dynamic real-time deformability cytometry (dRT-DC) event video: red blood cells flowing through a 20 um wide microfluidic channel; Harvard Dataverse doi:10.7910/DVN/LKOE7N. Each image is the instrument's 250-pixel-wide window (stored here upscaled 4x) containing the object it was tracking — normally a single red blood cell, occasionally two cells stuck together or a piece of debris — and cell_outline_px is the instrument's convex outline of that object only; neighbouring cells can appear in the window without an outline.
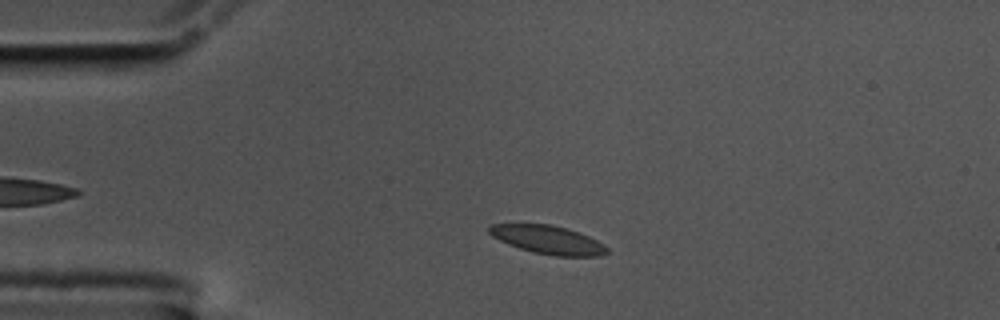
{"species": "common noctule bat (a hibernating species)", "species_latin": "Nyctalus noctula", "temperature_condition": "cold", "stored_images_in_passage": 37, "camera_frame_rate_fps": 3000, "um_per_image_px": 0.085, "animal": {"sex": "male", "body_mass_g": 17.5, "forearm_length_mm": 52.3}, "frame": {"image": 1, "passage_image": 2, "time_ms": 0.333, "image_size_px": [1000, 320], "cell_outline_px": [[612, 252], [600, 256], [552, 256], [532, 252], [508, 244], [492, 236], [488, 232], [488, 224], [552, 224], [580, 232], [604, 244]], "centroid_in_image_um": [46.6, 20.38], "position_along_channel_um": 38.4, "area_um2": 19.71}}
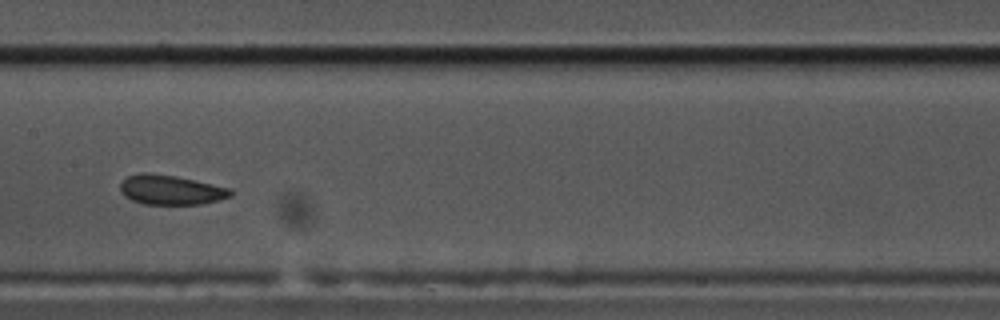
{"frame": {"image": 2, "passage_image": 18, "time_ms": 5.667, "image_size_px": [1000, 320], "cell_outline_px": [[232, 196], [220, 200], [200, 204], [144, 204], [132, 200], [124, 196], [120, 192], [120, 184], [128, 176], [140, 172], [152, 172], [176, 176], [232, 188]], "centroid_in_image_um": [14.52, 16.13], "position_along_channel_um": 192.9, "area_um2": 19.25}}
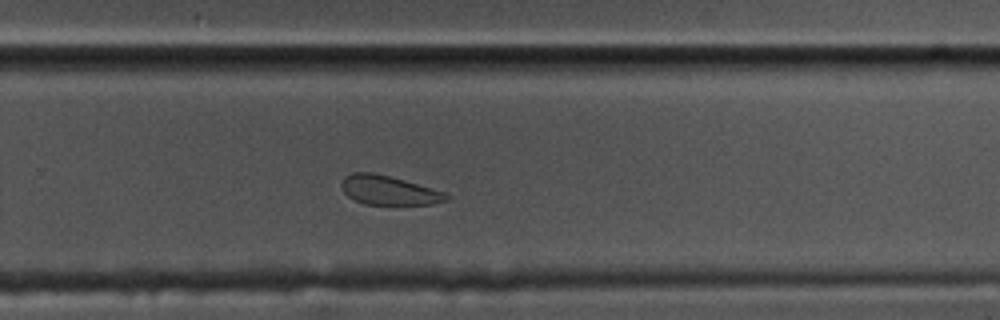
{"frame": {"image": 3, "passage_image": 27, "time_ms": 8.667, "image_size_px": [1000, 320], "cell_outline_px": [[452, 196], [448, 200], [432, 204], [364, 204], [348, 196], [340, 188], [340, 184], [344, 176], [352, 172], [372, 172], [404, 180], [448, 192]], "centroid_in_image_um": [33.07, 16.17], "position_along_channel_um": 296.7, "area_um2": 17.98}, "authors_computed_cell_mechanics": {"area_um2": 19.2474, "velocity_mm_per_s": 3.459, "shape_relaxation_time_tau1_ms": 4.6782, "shape_relaxation_time_tau2_ms": 1.9014, "deformation_change_tau1": 0.0668, "deformation_change_tau2": 0.077}}